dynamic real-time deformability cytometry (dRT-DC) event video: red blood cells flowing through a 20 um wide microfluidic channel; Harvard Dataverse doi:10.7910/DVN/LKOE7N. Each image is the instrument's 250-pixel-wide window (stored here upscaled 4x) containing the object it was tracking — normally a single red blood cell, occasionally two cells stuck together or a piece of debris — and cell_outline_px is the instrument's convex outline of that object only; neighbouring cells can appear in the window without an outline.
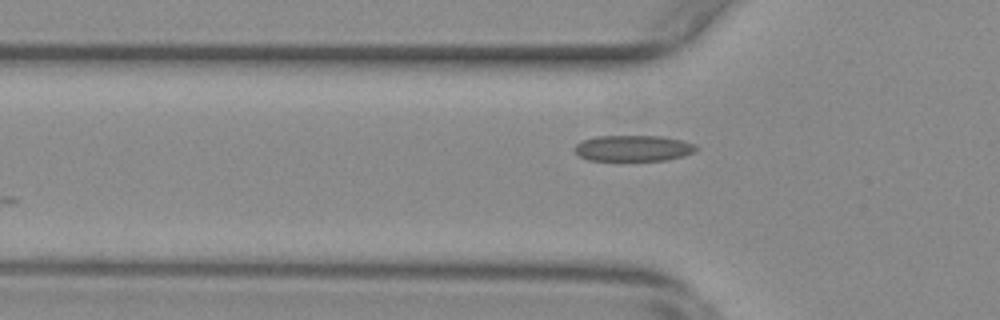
{"species": "common noctule bat (a hibernating species)", "species_latin": "Nyctalus noctula", "temperature_condition": "warm", "stored_images_in_passage": 16, "camera_frame_rate_fps": 3000, "um_per_image_px": 0.085, "animal": {"sex": "female", "body_mass_g": 29.2, "forearm_length_mm": 56.3}, "frame": {"image": 1, "passage_image": 4, "time_ms": 1.0, "image_size_px": [1000, 320], "cell_outline_px": [[696, 148], [692, 152], [684, 156], [664, 160], [588, 160], [580, 156], [572, 148], [576, 144], [584, 140], [596, 136], [660, 136], [680, 140], [696, 144]], "centroid_in_image_um": [53.79, 12.6], "position_along_channel_um": 72.0, "area_um2": 18.21}}
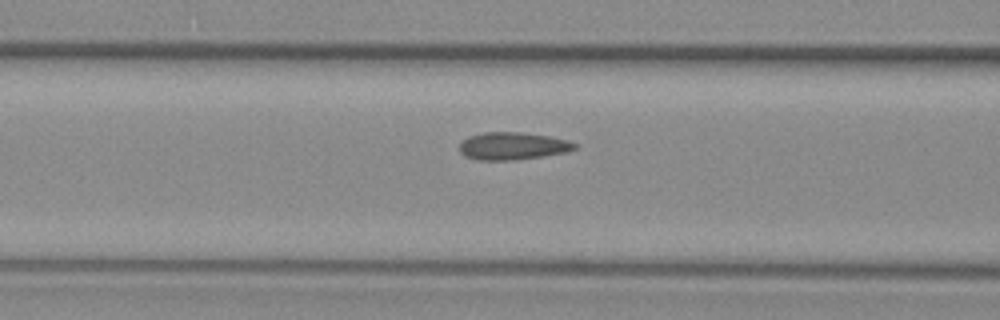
{"frame": {"image": 2, "passage_image": 8, "time_ms": 2.333, "image_size_px": [1000, 320], "cell_outline_px": [[576, 148], [568, 152], [544, 156], [516, 160], [476, 160], [464, 156], [460, 152], [460, 144], [468, 136], [484, 132], [520, 132], [548, 136], [568, 140], [576, 144]], "centroid_in_image_um": [43.57, 12.42], "position_along_channel_um": 123.0, "area_um2": 18.55}}
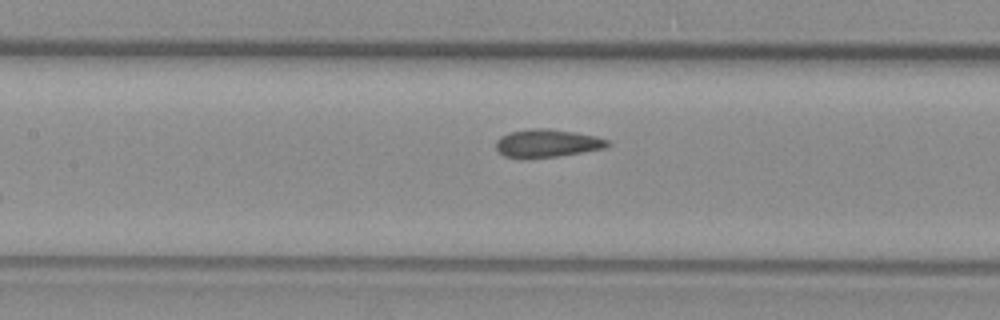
{"frame": {"image": 3, "passage_image": 11, "time_ms": 3.333, "image_size_px": [1000, 320], "cell_outline_px": [[612, 144], [608, 148], [556, 156], [524, 160], [520, 160], [504, 156], [496, 148], [496, 140], [500, 136], [508, 132], [532, 128], [548, 128], [596, 136], [608, 140]], "centroid_in_image_um": [46.48, 12.19], "position_along_channel_um": 160.9, "area_um2": 18.61}}